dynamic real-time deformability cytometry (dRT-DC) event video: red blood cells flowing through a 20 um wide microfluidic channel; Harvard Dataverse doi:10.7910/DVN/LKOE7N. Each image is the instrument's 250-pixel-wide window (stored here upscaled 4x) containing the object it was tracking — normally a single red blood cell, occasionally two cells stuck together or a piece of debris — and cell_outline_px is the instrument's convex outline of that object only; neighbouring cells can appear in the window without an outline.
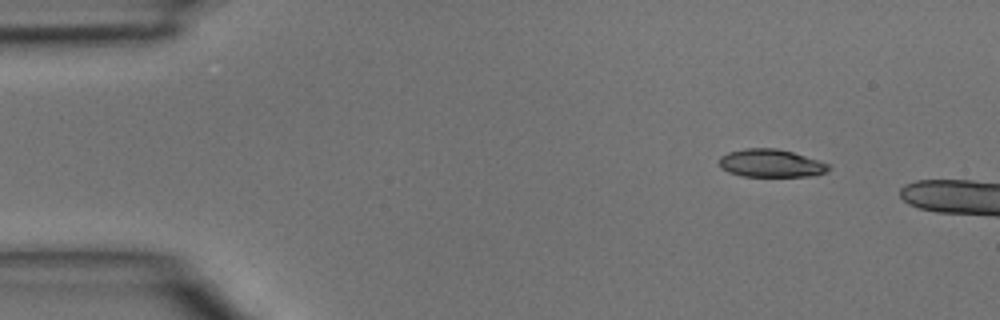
{"species": "common noctule bat (a hibernating species)", "species_latin": "Nyctalus noctula", "temperature_condition": "room temperature", "stored_images_in_passage": 2, "camera_frame_rate_fps": 3000, "um_per_image_px": 0.085, "animal": {"sex": "male", "body_mass_g": 15.6}, "frame": {"image": 1, "passage_image": 1, "time_ms": 0.0, "image_size_px": [1000, 320], "cell_outline_px": [[832, 168], [824, 172], [808, 176], [740, 176], [728, 172], [720, 168], [720, 156], [728, 152], [744, 148], [776, 148], [792, 152], [828, 164]], "centroid_in_image_um": [65.47, 13.87], "position_along_channel_um": 19.5, "area_um2": 17.63}}